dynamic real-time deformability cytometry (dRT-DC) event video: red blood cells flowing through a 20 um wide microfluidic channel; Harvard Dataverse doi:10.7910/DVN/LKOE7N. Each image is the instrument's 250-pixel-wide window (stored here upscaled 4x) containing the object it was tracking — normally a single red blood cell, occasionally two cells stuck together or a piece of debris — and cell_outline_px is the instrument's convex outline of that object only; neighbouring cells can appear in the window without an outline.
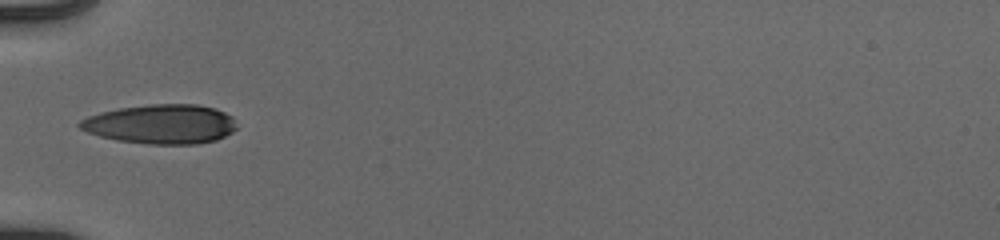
{"species": "human", "species_latin": "Homo sapiens", "temperature_condition": "cold", "stored_images_in_passage": 34, "camera_frame_rate_fps": 3000, "um_per_image_px": 0.085, "donor": {"sex": "male"}, "frame": {"image": 1, "passage_image": 1, "time_ms": 0.0, "image_size_px": [1000, 240], "cell_outline_px": [[236, 128], [232, 132], [216, 140], [196, 144], [148, 144], [116, 140], [100, 136], [88, 132], [80, 128], [76, 124], [80, 120], [88, 116], [100, 112], [120, 108], [148, 104], [196, 104], [216, 108], [232, 116]], "centroid_in_image_um": [13.67, 10.55], "position_along_channel_um": 71.3, "area_um2": 36.07}}
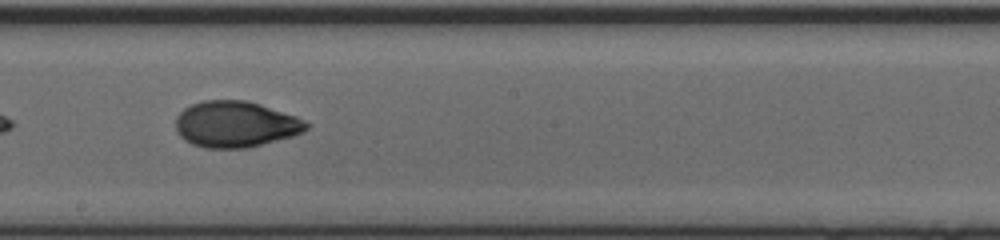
{"frame": {"image": 2, "passage_image": 13, "time_ms": 4.0, "image_size_px": [1000, 240], "cell_outline_px": [[312, 124], [304, 132], [292, 136], [248, 148], [204, 148], [192, 144], [184, 140], [180, 136], [176, 128], [176, 116], [184, 108], [192, 104], [204, 100], [244, 100], [260, 104], [296, 116]], "centroid_in_image_um": [20.03, 10.56], "position_along_channel_um": 228.2, "area_um2": 35.26}}
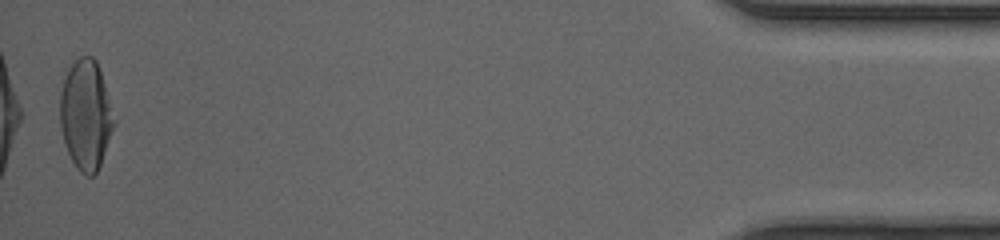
{"frame": {"image": 3, "passage_image": 34, "time_ms": 11.0, "image_size_px": [1000, 240], "cell_outline_px": [[116, 124], [100, 164], [96, 172], [92, 176], [84, 176], [76, 168], [68, 152], [64, 140], [60, 124], [60, 92], [68, 68], [80, 56], [92, 56], [96, 60], [116, 120]], "centroid_in_image_um": [7.3, 9.78], "position_along_channel_um": 427.9, "area_um2": 34.39}, "authors_computed_cell_mechanics": {"area_um2": 34.4199, "velocity_mm_per_s": 3.9806, "shape_relaxation_time_tau1_ms": 4.4999, "shape_relaxation_time_tau2_ms": 1.5499, "deformation_change_tau1": 0.2038, "deformation_change_tau2": 0.0394}}